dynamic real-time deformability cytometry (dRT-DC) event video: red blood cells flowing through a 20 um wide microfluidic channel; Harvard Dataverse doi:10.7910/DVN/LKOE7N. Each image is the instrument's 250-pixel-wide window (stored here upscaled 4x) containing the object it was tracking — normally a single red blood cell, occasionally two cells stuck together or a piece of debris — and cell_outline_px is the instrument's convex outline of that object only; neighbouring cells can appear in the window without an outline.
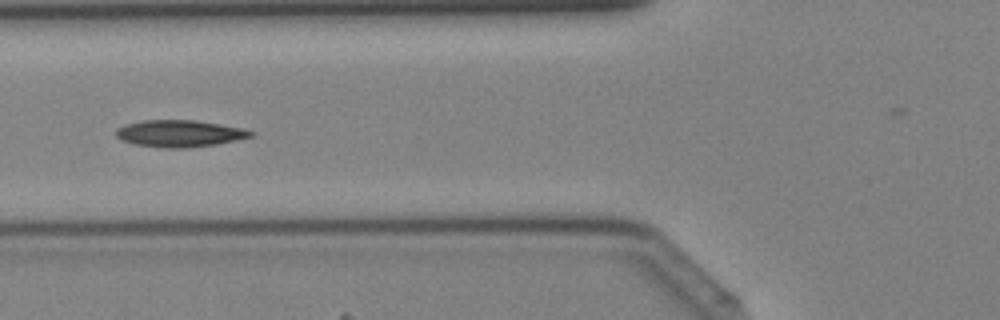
{"species": "Egyptian fruit bat (a non-hibernating species)", "species_latin": "Rousettus aegyptiacus", "temperature_condition": "cold", "stored_images_in_passage": 43, "camera_frame_rate_fps": 3000, "um_per_image_px": 0.085, "animal": {"sex": "female"}, "frame": {"image": 1, "passage_image": 16, "time_ms": 5.0, "image_size_px": [1000, 320], "cell_outline_px": [[256, 132], [252, 136], [236, 140], [216, 144], [188, 148], [164, 148], [136, 144], [120, 140], [116, 136], [116, 128], [124, 124], [140, 120], [196, 120], [244, 128]], "centroid_in_image_um": [15.25, 11.34], "position_along_channel_um": 110.6, "area_um2": 21.27}}
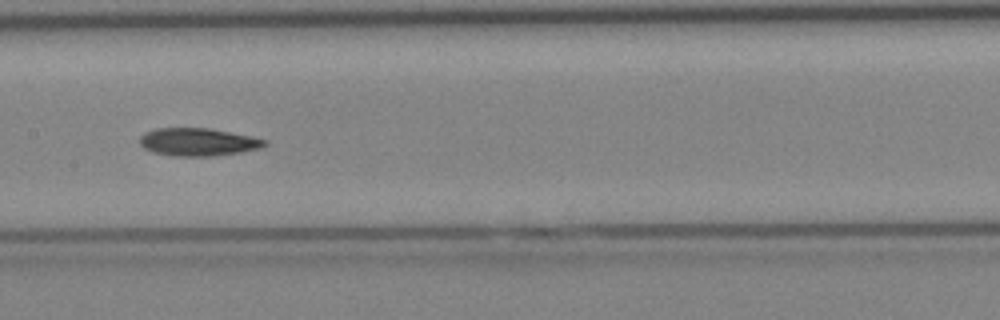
{"frame": {"image": 2, "passage_image": 21, "time_ms": 6.667, "image_size_px": [1000, 320], "cell_outline_px": [[268, 144], [260, 148], [240, 152], [212, 156], [172, 156], [152, 152], [144, 148], [140, 144], [140, 136], [144, 132], [156, 128], [208, 128], [268, 140]], "centroid_in_image_um": [16.79, 12.07], "position_along_channel_um": 190.6, "area_um2": 20.17}}
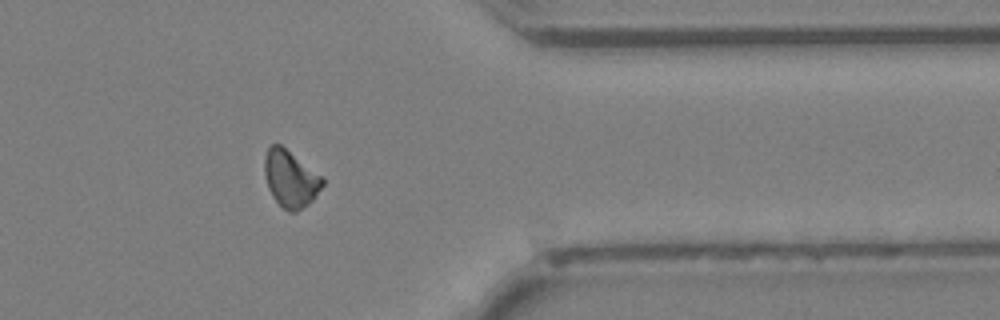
{"frame": {"image": 3, "passage_image": 34, "time_ms": 11.0, "image_size_px": [1000, 320], "cell_outline_px": [[324, 184], [312, 200], [308, 204], [296, 212], [288, 212], [272, 196], [268, 188], [264, 172], [264, 156], [268, 148], [272, 144], [280, 144], [320, 176], [324, 180]], "centroid_in_image_um": [24.66, 15.21], "position_along_channel_um": 386.7, "area_um2": 18.79}}